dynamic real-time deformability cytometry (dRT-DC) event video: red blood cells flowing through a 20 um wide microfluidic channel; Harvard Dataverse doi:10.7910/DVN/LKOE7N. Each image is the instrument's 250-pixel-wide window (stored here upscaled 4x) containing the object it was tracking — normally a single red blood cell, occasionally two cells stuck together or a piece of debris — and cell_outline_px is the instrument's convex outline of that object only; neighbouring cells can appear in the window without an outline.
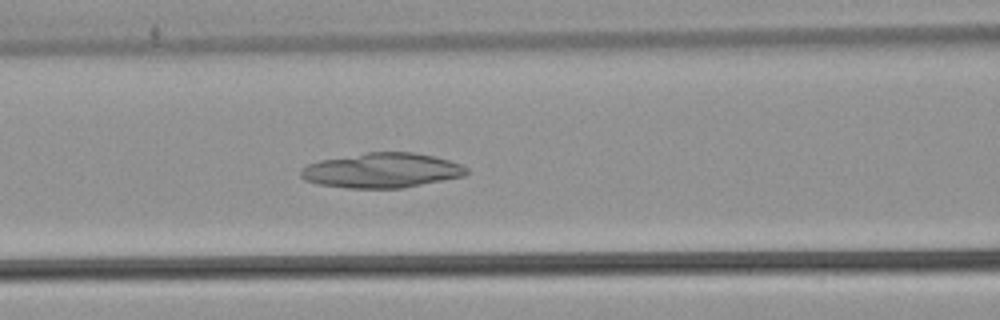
{"species": "common noctule bat (a hibernating species)", "species_latin": "Nyctalus noctula", "temperature_condition": "warm", "stored_images_in_passage": 54, "camera_frame_rate_fps": 3000, "um_per_image_px": 0.085, "animal": {"sex": "male", "body_mass_g": 21.5, "forearm_length_mm": 52.0}, "frame": {"image": 1, "passage_image": 24, "time_ms": 7.667, "image_size_px": [1000, 320], "cell_outline_px": [[468, 172], [464, 176], [404, 188], [348, 188], [316, 184], [304, 180], [300, 176], [300, 168], [308, 164], [320, 160], [368, 152], [412, 152], [432, 156], [448, 160], [460, 164], [468, 168]], "centroid_in_image_um": [32.43, 14.49], "position_along_channel_um": 134.2, "area_um2": 33.7}}
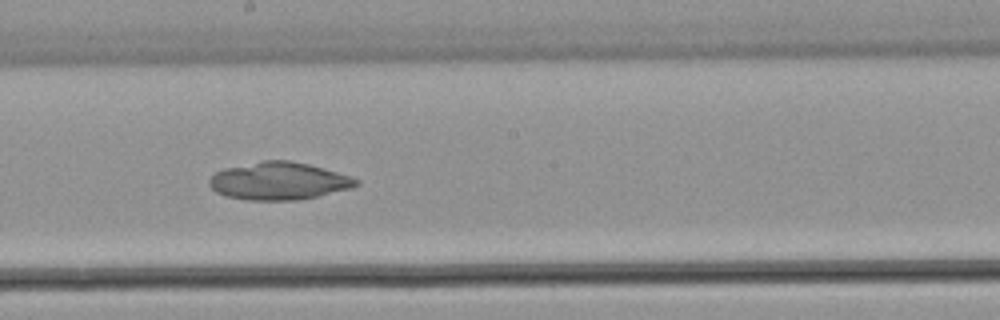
{"frame": {"image": 2, "passage_image": 31, "time_ms": 10.0, "image_size_px": [1000, 320], "cell_outline_px": [[360, 184], [352, 188], [316, 196], [296, 200], [248, 200], [228, 196], [216, 192], [208, 184], [208, 180], [216, 172], [224, 168], [264, 160], [288, 160], [308, 164], [336, 172], [360, 180]], "centroid_in_image_um": [23.68, 15.38], "position_along_channel_um": 224.5, "area_um2": 31.91}}
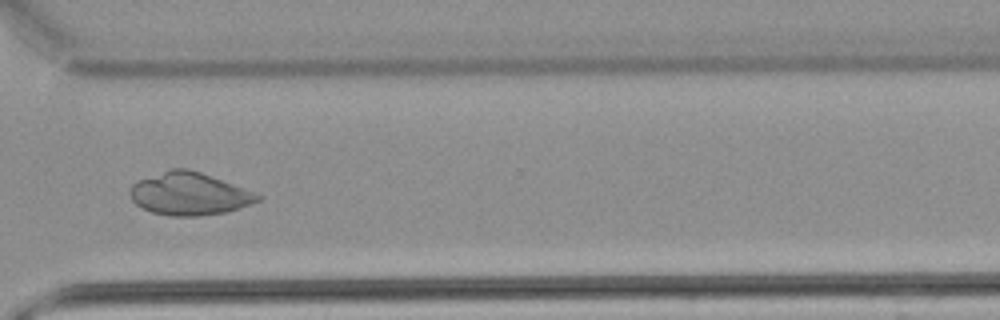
{"frame": {"image": 3, "passage_image": 41, "time_ms": 13.333, "image_size_px": [1000, 320], "cell_outline_px": [[264, 196], [260, 200], [240, 208], [228, 212], [196, 216], [172, 216], [152, 212], [136, 204], [132, 200], [132, 184], [140, 180], [172, 168], [188, 168], [200, 172]], "centroid_in_image_um": [16.12, 16.49], "position_along_channel_um": 354.5, "area_um2": 31.15}}